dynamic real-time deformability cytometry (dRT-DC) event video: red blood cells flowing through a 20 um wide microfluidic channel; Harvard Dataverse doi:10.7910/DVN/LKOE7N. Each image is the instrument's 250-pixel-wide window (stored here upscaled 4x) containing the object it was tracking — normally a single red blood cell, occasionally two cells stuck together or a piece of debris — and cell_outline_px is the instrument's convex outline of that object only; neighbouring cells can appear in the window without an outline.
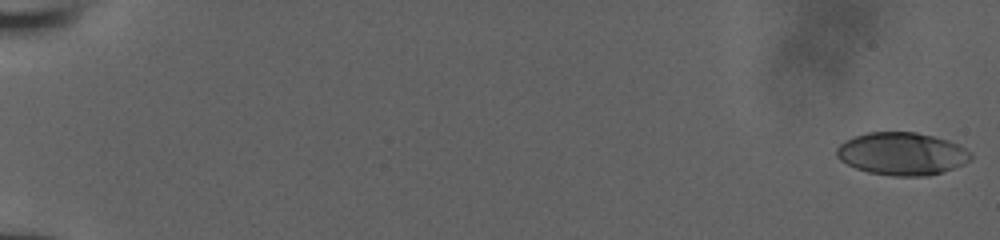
{"species": "human", "species_latin": "Homo sapiens", "temperature_condition": "room temperature", "stored_images_in_passage": 10, "camera_frame_rate_fps": 3000, "um_per_image_px": 0.085, "donor": {"sex": "male"}, "frame": {"image": 1, "passage_image": 1, "time_ms": 0.0, "image_size_px": [1000, 240], "cell_outline_px": [[972, 160], [964, 164], [928, 176], [896, 176], [868, 172], [856, 168], [840, 160], [836, 156], [836, 148], [844, 140], [868, 132], [916, 132], [948, 140], [960, 144], [972, 152]], "centroid_in_image_um": [76.68, 13.06], "position_along_channel_um": 8.3, "area_um2": 33.47}}